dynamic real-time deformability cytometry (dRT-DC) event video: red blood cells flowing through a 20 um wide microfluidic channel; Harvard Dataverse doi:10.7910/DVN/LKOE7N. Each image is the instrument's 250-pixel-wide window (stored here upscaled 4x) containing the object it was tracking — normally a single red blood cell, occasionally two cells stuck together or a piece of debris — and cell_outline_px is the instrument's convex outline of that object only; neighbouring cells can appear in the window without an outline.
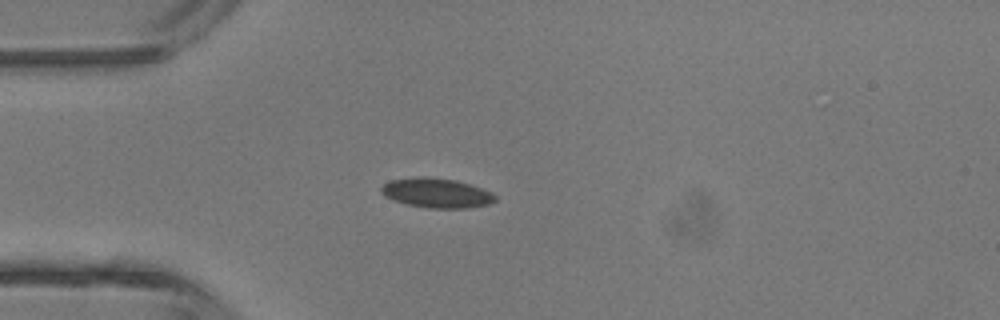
{"species": "common noctule bat (a hibernating species)", "species_latin": "Nyctalus noctula", "temperature_condition": "room temperature", "stored_images_in_passage": 5, "camera_frame_rate_fps": 3000, "um_per_image_px": 0.085, "animal": {"sex": "male", "body_mass_g": 13.3}, "frame": {"image": 1, "passage_image": 4, "time_ms": 3.667, "image_size_px": [1000, 320], "cell_outline_px": [[496, 200], [488, 204], [468, 208], [428, 208], [408, 204], [392, 200], [384, 196], [380, 192], [380, 188], [384, 184], [392, 180], [456, 180], [492, 192], [496, 196]], "centroid_in_image_um": [37.15, 16.47], "position_along_channel_um": 47.9, "area_um2": 18.61}}